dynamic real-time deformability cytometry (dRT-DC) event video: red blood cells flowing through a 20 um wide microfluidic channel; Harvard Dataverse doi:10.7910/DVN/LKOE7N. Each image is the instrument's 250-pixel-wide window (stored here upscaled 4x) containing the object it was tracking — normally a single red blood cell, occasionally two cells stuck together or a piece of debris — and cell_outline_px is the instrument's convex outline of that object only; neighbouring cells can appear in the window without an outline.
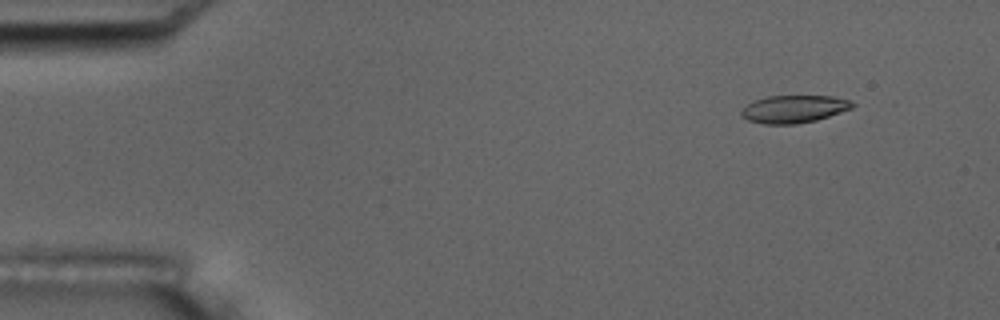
{"species": "common noctule bat (a hibernating species)", "species_latin": "Nyctalus noctula", "temperature_condition": "room temperature", "stored_images_in_passage": 5, "camera_frame_rate_fps": 3000, "um_per_image_px": 0.085, "animal": {"sex": "male", "body_mass_g": 17.5, "forearm_length_mm": 52.3}, "frame": {"image": 1, "passage_image": 2, "time_ms": 1.0, "image_size_px": [1000, 320], "cell_outline_px": [[856, 104], [852, 108], [816, 120], [796, 124], [764, 124], [748, 120], [740, 116], [740, 112], [748, 104], [756, 100], [768, 96], [832, 96], [848, 100]], "centroid_in_image_um": [67.47, 9.27], "position_along_channel_um": 17.5, "area_um2": 17.69}}